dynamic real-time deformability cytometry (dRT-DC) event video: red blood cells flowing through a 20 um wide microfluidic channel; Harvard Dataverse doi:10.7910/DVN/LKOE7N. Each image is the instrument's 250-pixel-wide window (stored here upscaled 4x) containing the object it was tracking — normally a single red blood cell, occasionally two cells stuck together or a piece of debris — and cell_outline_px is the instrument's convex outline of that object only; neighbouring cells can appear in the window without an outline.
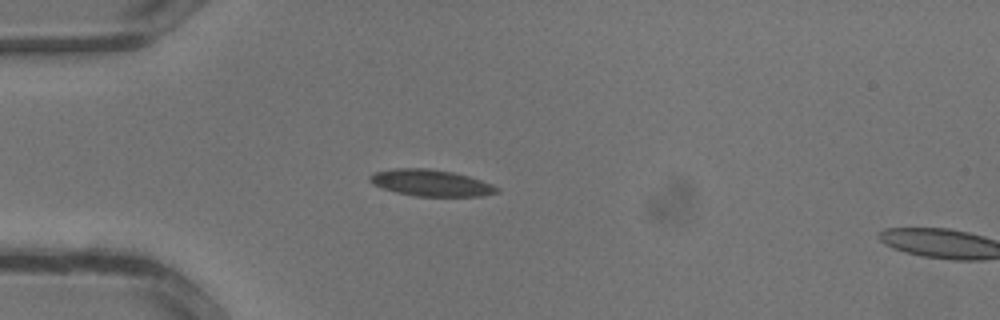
{"species": "common noctule bat (a hibernating species)", "species_latin": "Nyctalus noctula", "temperature_condition": "warm", "stored_images_in_passage": 25, "camera_frame_rate_fps": 3000, "um_per_image_px": 0.085, "animal": {"sex": "male", "body_mass_g": 13.3}, "frame": {"image": 1, "passage_image": 1, "time_ms": 0.0, "image_size_px": [1000, 320], "cell_outline_px": [[500, 192], [480, 196], [416, 196], [396, 192], [372, 184], [368, 180], [368, 176], [376, 172], [396, 168], [428, 168], [452, 172], [468, 176], [492, 184], [500, 188]], "centroid_in_image_um": [36.63, 15.54], "position_along_channel_um": 48.4, "area_um2": 19.54}}
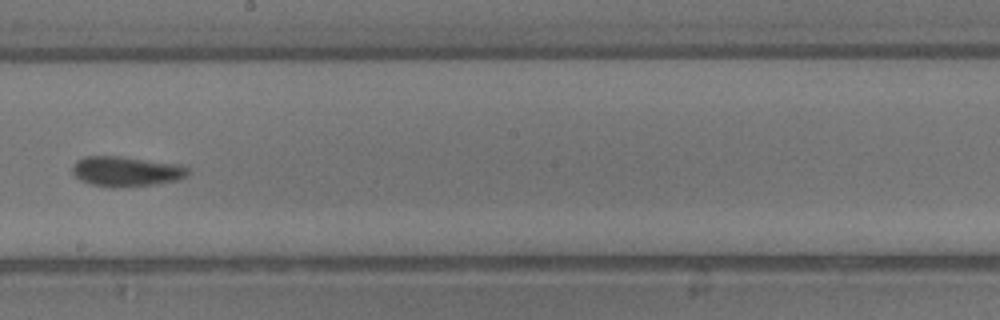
{"frame": {"image": 2, "passage_image": 11, "time_ms": 3.333, "image_size_px": [1000, 320], "cell_outline_px": [[192, 172], [188, 176], [180, 180], [152, 184], [112, 188], [92, 184], [80, 180], [72, 172], [72, 164], [76, 160], [84, 156], [120, 156], [180, 164], [188, 168]], "centroid_in_image_um": [10.75, 14.56], "position_along_channel_um": 237.5, "area_um2": 20.46}}
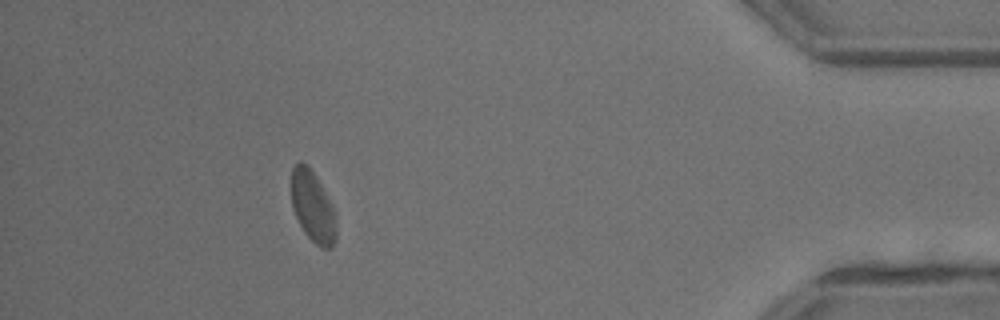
{"frame": {"image": 3, "passage_image": 22, "time_ms": 7.0, "image_size_px": [1000, 320], "cell_outline_px": [[336, 240], [332, 248], [320, 248], [304, 232], [292, 208], [292, 168], [300, 160], [316, 176], [332, 204], [336, 228]], "centroid_in_image_um": [26.59, 17.6], "position_along_channel_um": 408.6, "area_um2": 18.26}}